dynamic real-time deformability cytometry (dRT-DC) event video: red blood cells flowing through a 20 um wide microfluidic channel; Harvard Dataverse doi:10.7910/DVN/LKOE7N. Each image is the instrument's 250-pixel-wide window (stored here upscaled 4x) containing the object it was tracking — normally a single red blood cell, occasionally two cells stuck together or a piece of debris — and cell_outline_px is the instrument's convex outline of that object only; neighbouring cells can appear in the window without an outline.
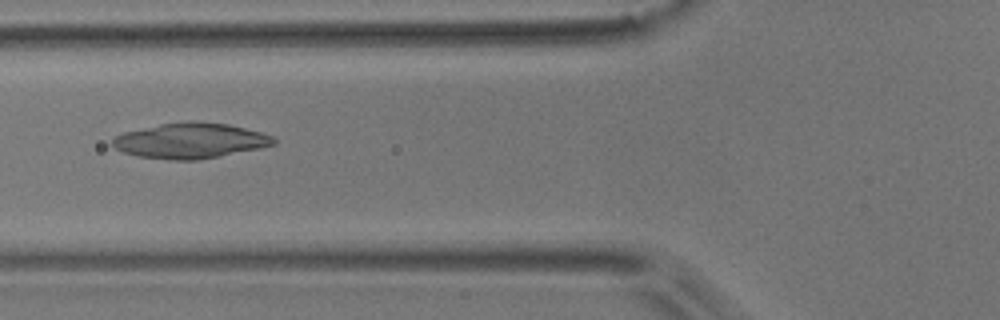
{"species": "common noctule bat (a hibernating species)", "species_latin": "Nyctalus noctula", "temperature_condition": "room temperature", "stored_images_in_passage": 7, "camera_frame_rate_fps": 3000, "um_per_image_px": 0.085, "animal": {"sex": "male", "body_mass_g": 17.9}, "frame": {"image": 1, "passage_image": 6, "time_ms": 1.667, "image_size_px": [1000, 320], "cell_outline_px": [[276, 144], [260, 148], [196, 160], [168, 160], [140, 156], [124, 152], [116, 148], [112, 144], [112, 140], [116, 136], [124, 132], [160, 124], [188, 120], [192, 120], [228, 124], [260, 132], [272, 136], [276, 140]], "centroid_in_image_um": [16.18, 11.95], "position_along_channel_um": 109.6, "area_um2": 33.0}}
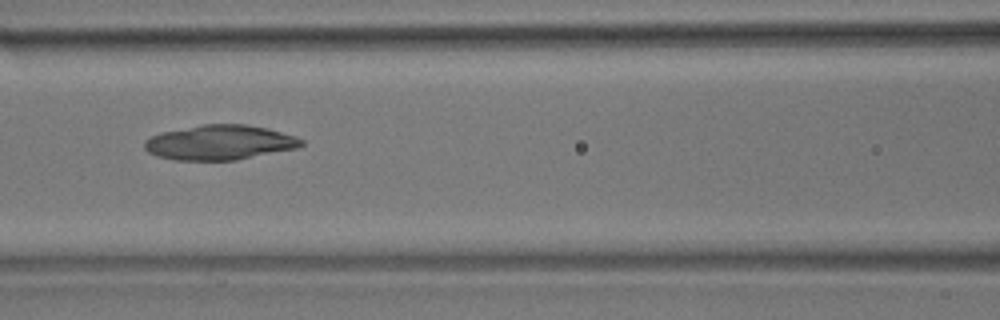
{"frame": {"image": 2, "passage_image": 7, "time_ms": 2.0, "image_size_px": [1000, 320], "cell_outline_px": [[304, 144], [296, 148], [236, 160], [176, 160], [156, 156], [148, 152], [144, 148], [144, 140], [160, 132], [204, 124], [244, 124], [268, 128], [296, 136], [304, 140]], "centroid_in_image_um": [18.67, 12.11], "position_along_channel_um": 147.9, "area_um2": 31.85}}